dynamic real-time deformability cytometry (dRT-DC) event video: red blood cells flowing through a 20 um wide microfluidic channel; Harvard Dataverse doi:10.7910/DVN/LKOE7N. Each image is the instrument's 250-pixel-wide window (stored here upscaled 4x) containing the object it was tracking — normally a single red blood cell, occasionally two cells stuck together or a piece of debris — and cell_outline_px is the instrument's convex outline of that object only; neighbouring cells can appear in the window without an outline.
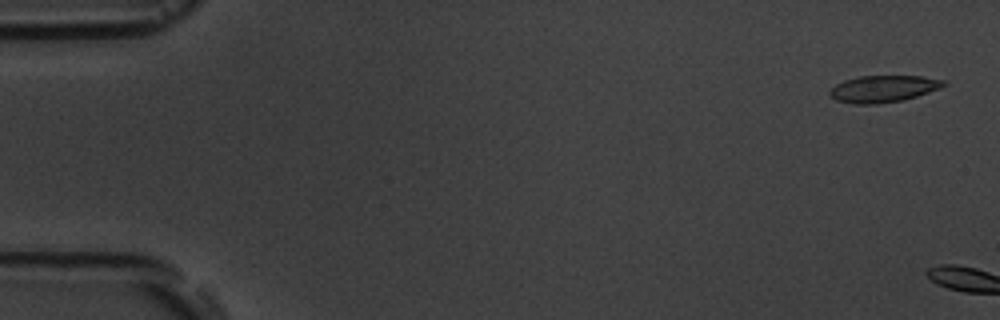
{"species": "common noctule bat (a hibernating species)", "species_latin": "Nyctalus noctula", "temperature_condition": "room temperature", "stored_images_in_passage": 2, "camera_frame_rate_fps": 3000, "um_per_image_px": 0.085, "animal": {"sex": "male", "body_mass_g": 19.5, "forearm_length_mm": 54.6}, "frame": {"image": 1, "passage_image": 1, "time_ms": 0.0, "image_size_px": [1000, 320], "cell_outline_px": [[948, 84], [940, 88], [904, 100], [876, 104], [852, 104], [836, 100], [828, 92], [836, 84], [844, 80], [860, 76], [920, 76], [944, 80]], "centroid_in_image_um": [75.08, 7.55], "position_along_channel_um": 9.9, "area_um2": 17.74}}